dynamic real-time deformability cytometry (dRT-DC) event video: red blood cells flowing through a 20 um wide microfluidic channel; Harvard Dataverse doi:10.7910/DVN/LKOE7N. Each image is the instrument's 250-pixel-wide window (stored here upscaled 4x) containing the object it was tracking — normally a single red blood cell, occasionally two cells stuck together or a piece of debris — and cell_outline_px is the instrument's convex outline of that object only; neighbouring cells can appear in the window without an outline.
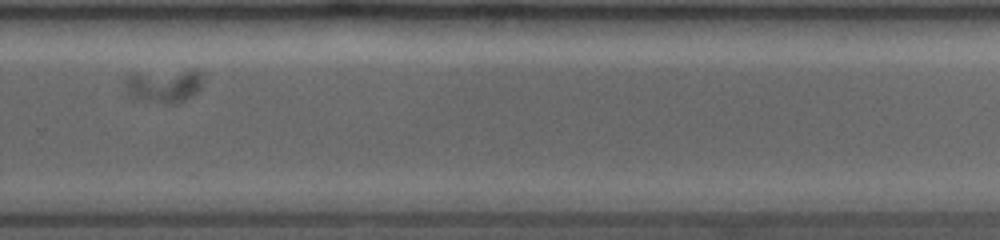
{"species": "common noctule bat (a hibernating species)", "species_latin": "Nyctalus noctula", "temperature_condition": "room temperature", "stored_images_in_passage": 15, "camera_frame_rate_fps": 3500, "um_per_image_px": 0.085, "animal": {"sex": "female", "body_mass_g": 19.0, "forearm_length_mm": 53.3}, "frame": {"image": 1, "passage_image": 13, "time_ms": 7.429, "image_size_px": [1000, 240], "cell_outline_px": [[204, 84], [196, 92], [184, 100], [176, 104], [132, 96], [128, 92], [124, 84], [124, 80], [128, 76], [136, 72], [200, 72], [204, 76]], "centroid_in_image_um": [13.96, 7.27], "position_along_channel_um": 315.8, "area_um2": 14.39}}
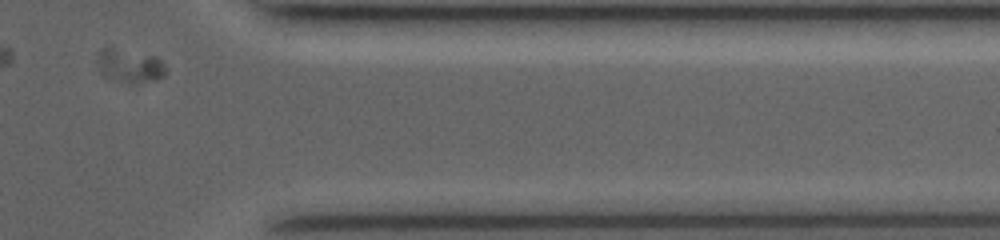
{"frame": {"image": 2, "passage_image": 15, "time_ms": 9.714, "image_size_px": [1000, 240], "cell_outline_px": [[164, 76], [156, 80], [136, 84], [128, 84], [116, 80], [108, 76], [100, 68], [96, 60], [100, 52], [104, 48], [112, 44], [156, 56], [164, 64]], "centroid_in_image_um": [11.04, 5.54], "position_along_channel_um": 400.4, "area_um2": 13.76}}